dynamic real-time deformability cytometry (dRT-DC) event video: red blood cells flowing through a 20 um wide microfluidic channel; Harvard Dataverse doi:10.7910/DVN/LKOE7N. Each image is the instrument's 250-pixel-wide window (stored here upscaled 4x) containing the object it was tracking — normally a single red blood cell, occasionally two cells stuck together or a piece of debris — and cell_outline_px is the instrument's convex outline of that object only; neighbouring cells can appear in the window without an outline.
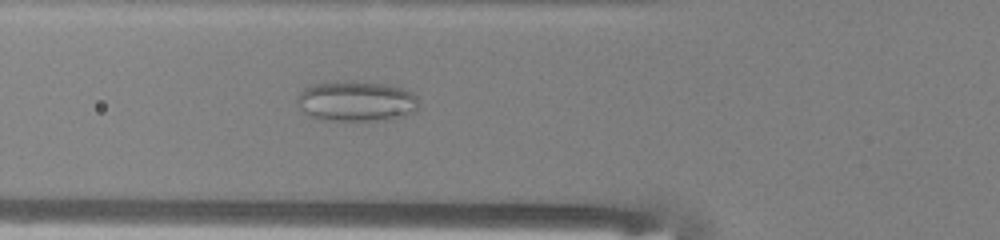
{"species": "common noctule bat (a hibernating species)", "species_latin": "Nyctalus noctula", "temperature_condition": "warm", "stored_images_in_passage": 50, "camera_frame_rate_fps": 3000, "um_per_image_px": 0.085, "animal": {"sex": "male", "body_mass_g": 13.0, "forearm_length_mm": 53.1}, "frame": {"image": 1, "passage_image": 18, "time_ms": 5.667, "image_size_px": [1000, 240], "cell_outline_px": [[416, 112], [404, 116], [388, 120], [320, 120], [308, 116], [304, 112], [296, 100], [296, 96], [304, 88], [312, 84], [348, 80], [356, 80], [388, 84], [404, 88], [416, 96]], "centroid_in_image_um": [30.26, 8.59], "position_along_channel_um": 95.5, "area_um2": 29.02}}
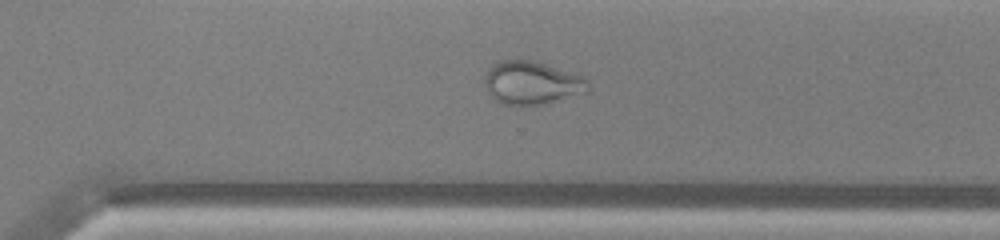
{"frame": {"image": 2, "passage_image": 35, "time_ms": 11.333, "image_size_px": [1000, 240], "cell_outline_px": [[588, 92], [544, 104], [504, 104], [496, 100], [488, 92], [484, 84], [484, 76], [488, 68], [492, 64], [500, 60], [528, 60], [544, 64], [584, 76], [588, 80]], "centroid_in_image_um": [45.19, 7.03], "position_along_channel_um": 325.4, "area_um2": 25.84}}
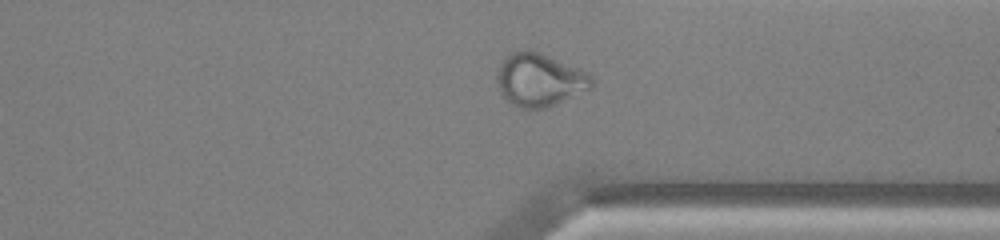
{"frame": {"image": 3, "passage_image": 38, "time_ms": 12.333, "image_size_px": [1000, 240], "cell_outline_px": [[592, 88], [548, 108], [520, 108], [512, 104], [500, 92], [496, 76], [500, 64], [512, 52], [520, 48], [528, 48], [540, 52], [580, 68], [588, 72], [592, 76]], "centroid_in_image_um": [45.88, 6.77], "position_along_channel_um": 365.5, "area_um2": 29.48}}